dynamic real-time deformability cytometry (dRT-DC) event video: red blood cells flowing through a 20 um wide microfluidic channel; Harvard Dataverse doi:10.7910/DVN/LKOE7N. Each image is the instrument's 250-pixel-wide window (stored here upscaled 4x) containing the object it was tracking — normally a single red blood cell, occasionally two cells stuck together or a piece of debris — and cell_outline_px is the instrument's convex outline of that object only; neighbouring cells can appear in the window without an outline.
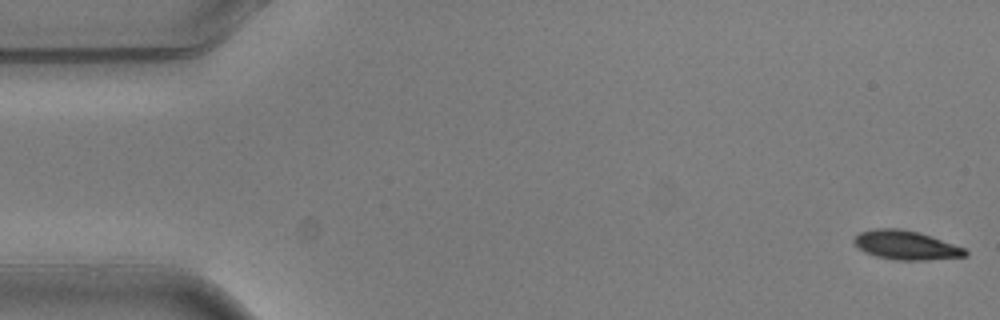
{"species": "common noctule bat (a hibernating species)", "species_latin": "Nyctalus noctula", "temperature_condition": "warm", "stored_images_in_passage": 5, "camera_frame_rate_fps": 3000, "um_per_image_px": 0.085, "animal": {"sex": "male", "body_mass_g": 20.5, "forearm_length_mm": 52.5}, "frame": {"image": 1, "passage_image": 1, "time_ms": 0.0, "image_size_px": [1000, 320], "cell_outline_px": [[968, 256], [924, 260], [896, 260], [876, 256], [864, 252], [852, 240], [860, 232], [876, 228], [900, 228], [920, 232], [932, 236], [964, 248], [968, 252]], "centroid_in_image_um": [77.01, 20.83], "position_along_channel_um": 8.0, "area_um2": 18.79}}
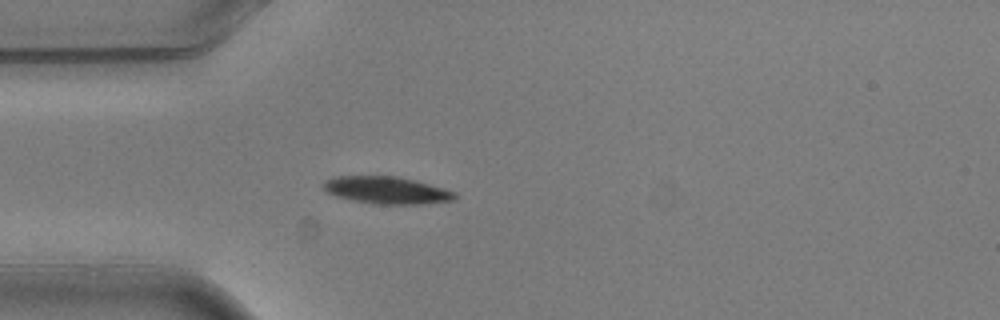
{"frame": {"image": 2, "passage_image": 5, "time_ms": 1.333, "image_size_px": [1000, 320], "cell_outline_px": [[456, 200], [424, 204], [372, 204], [352, 200], [336, 196], [328, 192], [324, 188], [324, 184], [328, 180], [336, 176], [396, 176], [428, 184], [456, 192]], "centroid_in_image_um": [32.9, 16.18], "position_along_channel_um": 52.1, "area_um2": 20.63}}